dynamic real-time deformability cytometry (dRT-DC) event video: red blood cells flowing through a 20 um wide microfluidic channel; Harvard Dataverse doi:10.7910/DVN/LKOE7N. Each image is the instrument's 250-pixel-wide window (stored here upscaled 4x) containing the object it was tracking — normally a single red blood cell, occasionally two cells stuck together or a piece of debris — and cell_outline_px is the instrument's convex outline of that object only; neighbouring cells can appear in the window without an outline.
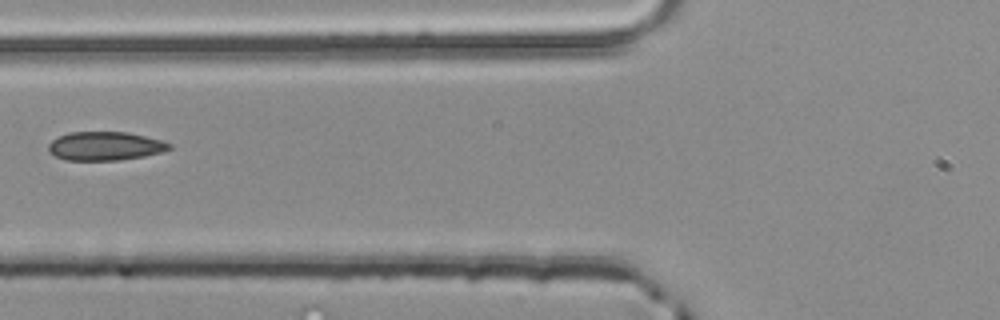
{"species": "common noctule bat (a hibernating species)", "species_latin": "Nyctalus noctula", "temperature_condition": "room temperature", "stored_images_in_passage": 4, "camera_frame_rate_fps": 3000, "um_per_image_px": 0.085, "animal": {"sex": "male", "body_mass_g": 20.4}, "frame": {"image": 1, "passage_image": 4, "time_ms": 1.0, "image_size_px": [1000, 320], "cell_outline_px": [[172, 148], [160, 152], [144, 156], [120, 160], [64, 160], [48, 152], [48, 144], [52, 140], [68, 132], [128, 132], [160, 140], [172, 144]], "centroid_in_image_um": [8.91, 12.41], "position_along_channel_um": 116.9, "area_um2": 20.17}}